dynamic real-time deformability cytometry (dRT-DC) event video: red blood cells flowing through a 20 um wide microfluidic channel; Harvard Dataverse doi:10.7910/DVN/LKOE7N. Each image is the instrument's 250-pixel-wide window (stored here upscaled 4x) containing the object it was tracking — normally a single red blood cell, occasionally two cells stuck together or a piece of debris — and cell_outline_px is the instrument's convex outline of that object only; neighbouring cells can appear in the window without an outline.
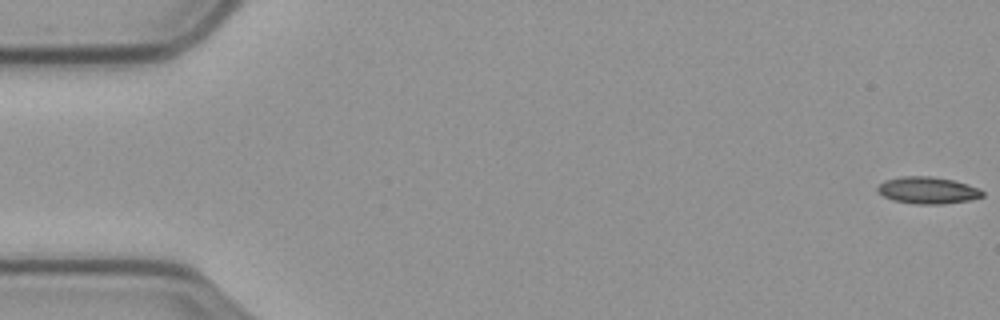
{"species": "common noctule bat (a hibernating species)", "species_latin": "Nyctalus noctula", "temperature_condition": "cold", "stored_images_in_passage": 60, "segment_of_instrument_passage": [1, 2], "camera_frame_rate_fps": 3000, "um_per_image_px": 0.085, "animal": {"sex": "male", "body_mass_g": 23.1, "forearm_length_mm": 52.7}, "frame": {"image": 1, "passage_image": 1, "time_ms": 0.0, "image_size_px": [1000, 320], "cell_outline_px": [[984, 196], [968, 200], [944, 204], [912, 204], [892, 200], [876, 192], [876, 188], [884, 180], [900, 176], [932, 176], [952, 180], [968, 184], [984, 192]], "centroid_in_image_um": [78.8, 16.17], "position_along_channel_um": 6.2, "area_um2": 16.53}}
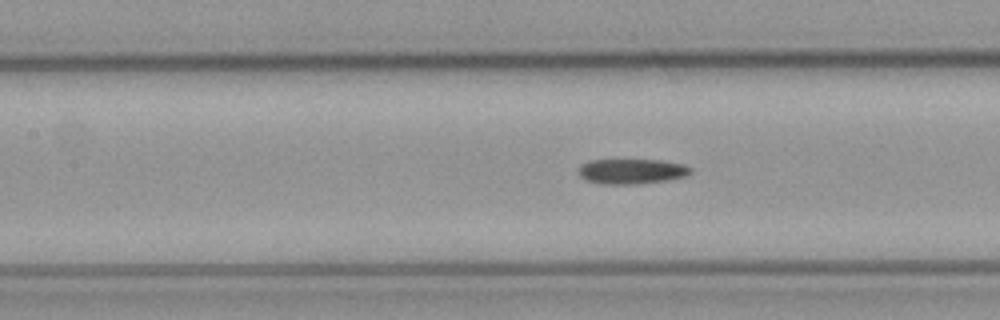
{"frame": {"image": 2, "passage_image": 26, "time_ms": 8.333, "image_size_px": [1000, 320], "cell_outline_px": [[692, 172], [684, 176], [668, 180], [636, 184], [600, 184], [588, 180], [580, 176], [580, 164], [588, 160], [660, 160], [684, 164], [692, 168]], "centroid_in_image_um": [53.7, 14.56], "position_along_channel_um": 153.7, "area_um2": 16.36}}
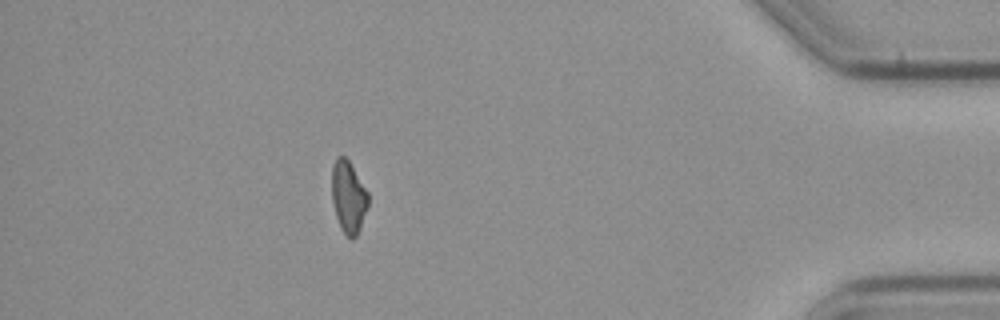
{"frame": {"image": 3, "passage_image": 52, "time_ms": 17.0, "image_size_px": [1000, 320], "cell_outline_px": [[368, 204], [360, 228], [356, 236], [352, 240], [340, 228], [336, 216], [332, 200], [332, 164], [336, 156], [344, 156], [348, 160], [368, 192]], "centroid_in_image_um": [29.6, 16.73], "position_along_channel_um": 405.6, "area_um2": 15.14}}